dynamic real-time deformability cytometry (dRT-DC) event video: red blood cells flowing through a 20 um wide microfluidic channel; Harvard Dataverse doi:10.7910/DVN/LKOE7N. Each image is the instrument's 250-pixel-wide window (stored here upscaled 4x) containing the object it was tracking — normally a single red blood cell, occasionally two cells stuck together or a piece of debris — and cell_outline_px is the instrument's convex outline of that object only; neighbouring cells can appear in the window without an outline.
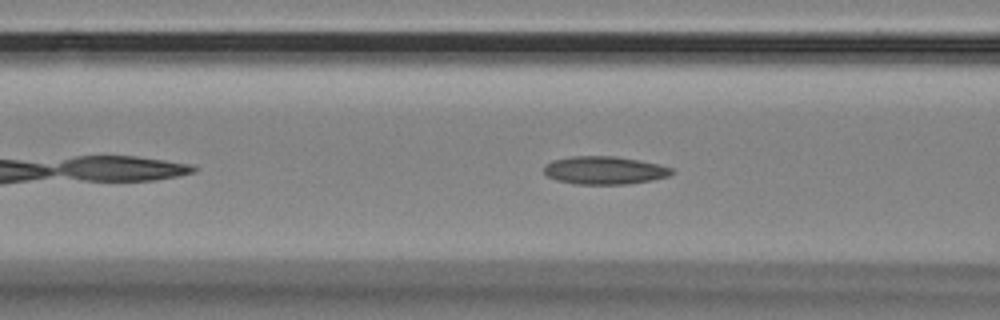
{"species": "Egyptian fruit bat (a non-hibernating species)", "species_latin": "Rousettus aegyptiacus", "temperature_condition": "room temperature", "stored_images_in_passage": 44, "camera_frame_rate_fps": 3000, "um_per_image_px": 0.085, "animal": {"sex": "female"}, "frame": {"image": 1, "passage_image": 10, "time_ms": 3.0, "image_size_px": [1000, 320], "cell_outline_px": [[676, 172], [668, 176], [652, 180], [628, 184], [576, 184], [556, 180], [548, 176], [544, 172], [544, 164], [552, 160], [572, 156], [616, 156], [656, 164], [672, 168]], "centroid_in_image_um": [51.36, 14.48], "position_along_channel_um": 115.2, "area_um2": 20.81}}
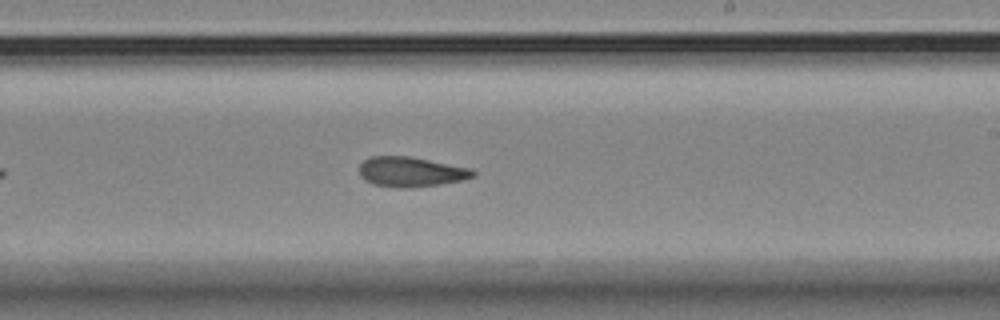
{"frame": {"image": 2, "passage_image": 22, "time_ms": 7.0, "image_size_px": [1000, 320], "cell_outline_px": [[476, 176], [464, 180], [440, 184], [412, 188], [396, 188], [372, 184], [364, 180], [360, 176], [360, 164], [364, 160], [372, 156], [408, 156], [472, 168], [476, 172]], "centroid_in_image_um": [34.94, 14.62], "position_along_channel_um": 254.1, "area_um2": 20.06}}
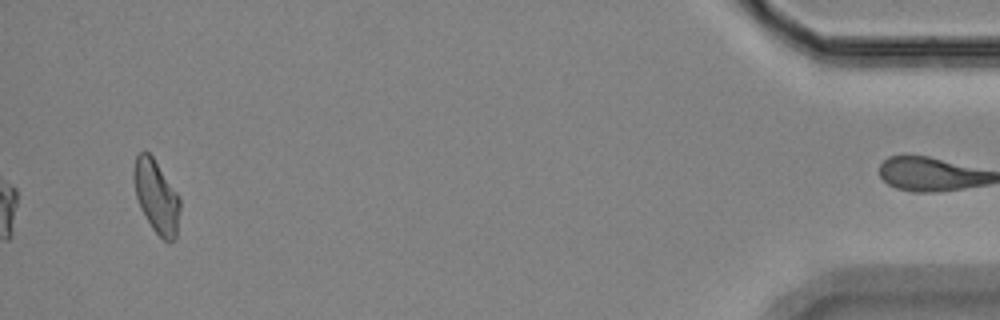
{"frame": {"image": 3, "passage_image": 43, "time_ms": 14.0, "image_size_px": [1000, 320], "cell_outline_px": [[180, 208], [176, 240], [164, 240], [152, 228], [140, 208], [136, 196], [132, 176], [132, 168], [136, 156], [140, 152], [148, 152], [152, 156], [176, 192], [180, 200]], "centroid_in_image_um": [13.27, 16.7], "position_along_channel_um": 421.9, "area_um2": 19.48}, "authors_computed_cell_mechanics": {"area_um2": 19.8543, "velocity_mm_per_s": 3.4696, "shape_relaxation_time_tau1_ms": null, "shape_relaxation_time_tau2_ms": 3.8379, "deformation_change_tau1": null, "deformation_change_tau2": 0.1074}}